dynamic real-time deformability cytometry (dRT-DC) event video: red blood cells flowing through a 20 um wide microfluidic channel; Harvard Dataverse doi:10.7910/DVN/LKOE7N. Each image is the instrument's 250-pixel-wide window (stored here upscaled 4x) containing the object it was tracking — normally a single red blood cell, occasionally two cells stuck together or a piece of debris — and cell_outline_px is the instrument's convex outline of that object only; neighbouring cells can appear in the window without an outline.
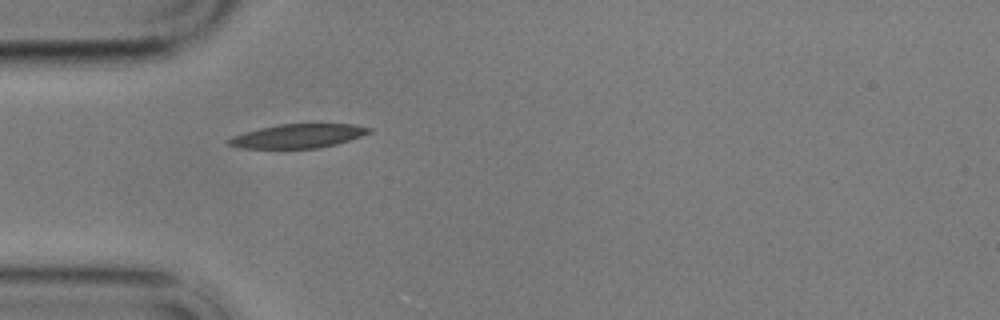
{"species": "common noctule bat (a hibernating species)", "species_latin": "Nyctalus noctula", "temperature_condition": "cold", "stored_images_in_passage": 2, "camera_frame_rate_fps": 3000, "um_per_image_px": 0.085, "animal": {"sex": "male", "body_mass_g": 17.9}, "frame": {"image": 1, "passage_image": 1, "time_ms": 0.0, "image_size_px": [1000, 320], "cell_outline_px": [[372, 132], [336, 144], [316, 148], [240, 148], [228, 144], [224, 140], [232, 136], [244, 132], [260, 128], [280, 124], [352, 124], [372, 128]], "centroid_in_image_um": [25.29, 11.56], "position_along_channel_um": 59.7, "area_um2": 19.48}}